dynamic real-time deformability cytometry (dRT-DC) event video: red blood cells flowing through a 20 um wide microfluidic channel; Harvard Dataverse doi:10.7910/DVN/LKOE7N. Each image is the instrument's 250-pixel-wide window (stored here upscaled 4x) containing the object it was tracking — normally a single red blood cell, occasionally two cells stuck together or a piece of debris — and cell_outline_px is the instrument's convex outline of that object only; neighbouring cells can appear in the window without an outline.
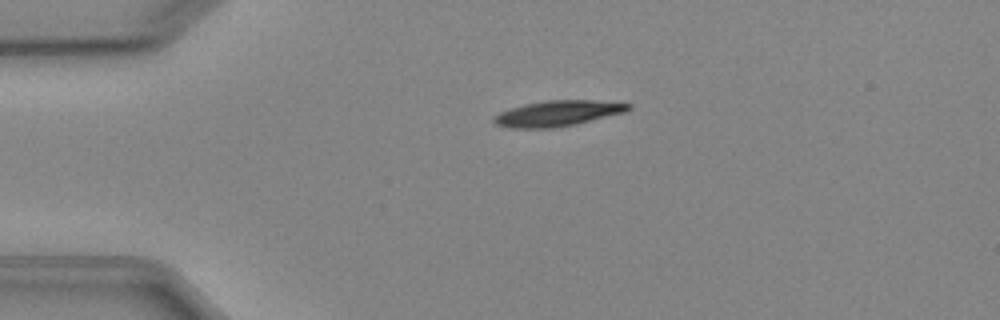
{"species": "Egyptian fruit bat (a non-hibernating species)", "species_latin": "Rousettus aegyptiacus", "temperature_condition": "cold", "stored_images_in_passage": 2, "camera_frame_rate_fps": 3000, "um_per_image_px": 0.085, "animal": {"sex": "female"}, "frame": {"image": 1, "passage_image": 1, "time_ms": 0.0, "image_size_px": [1000, 320], "cell_outline_px": [[632, 108], [624, 112], [576, 124], [552, 128], [512, 128], [496, 124], [492, 120], [492, 116], [500, 112], [524, 104], [544, 100], [596, 100], [632, 104]], "centroid_in_image_um": [47.39, 9.63], "position_along_channel_um": 37.6, "area_um2": 20.06}}